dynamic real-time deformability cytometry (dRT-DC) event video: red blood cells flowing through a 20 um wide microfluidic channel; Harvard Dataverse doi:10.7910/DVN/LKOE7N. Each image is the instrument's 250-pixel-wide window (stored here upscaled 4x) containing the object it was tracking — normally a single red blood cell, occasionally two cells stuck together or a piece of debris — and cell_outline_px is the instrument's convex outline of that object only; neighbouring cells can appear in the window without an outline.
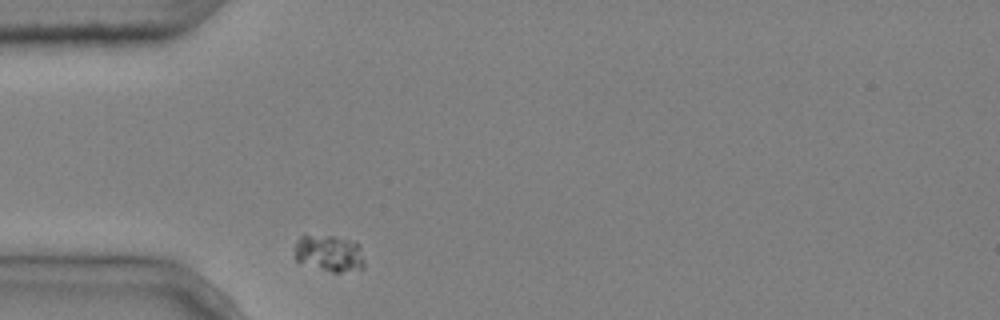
{"species": "common noctule bat (a hibernating species)", "species_latin": "Nyctalus noctula", "temperature_condition": "cold", "stored_images_in_passage": 1, "camera_frame_rate_fps": 3000, "um_per_image_px": 0.085, "animal": {"sex": "male", "body_mass_g": 20.4}, "frame": {"image": 1, "passage_image": 1, "time_ms": 0.0, "image_size_px": [1000, 320], "cell_outline_px": [[364, 264], [360, 268], [340, 272], [332, 272], [296, 260], [296, 240], [300, 236], [332, 236], [348, 240], [360, 244], [364, 260]], "centroid_in_image_um": [28.01, 21.52], "position_along_channel_um": 57.0, "area_um2": 14.39}}